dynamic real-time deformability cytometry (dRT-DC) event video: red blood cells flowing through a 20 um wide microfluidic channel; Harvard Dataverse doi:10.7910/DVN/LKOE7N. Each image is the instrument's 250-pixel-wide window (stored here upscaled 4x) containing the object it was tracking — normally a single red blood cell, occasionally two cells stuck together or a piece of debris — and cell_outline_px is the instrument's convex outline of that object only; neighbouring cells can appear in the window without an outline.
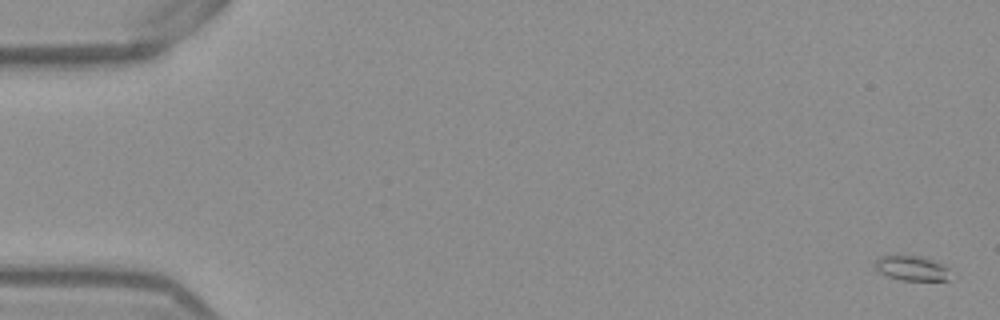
{"species": "Egyptian fruit bat (a non-hibernating species)", "species_latin": "Rousettus aegyptiacus", "temperature_condition": "warm", "stored_images_in_passage": 55, "camera_frame_rate_fps": 3000, "um_per_image_px": 0.085, "frame": {"image": 1, "passage_image": 2, "time_ms": 0.333, "image_size_px": [1000, 320], "cell_outline_px": [[948, 280], [900, 280], [888, 276], [880, 272], [876, 268], [876, 260], [880, 256], [920, 256], [944, 264], [948, 268]], "centroid_in_image_um": [77.51, 22.8], "position_along_channel_um": 7.5, "area_um2": 10.64}}
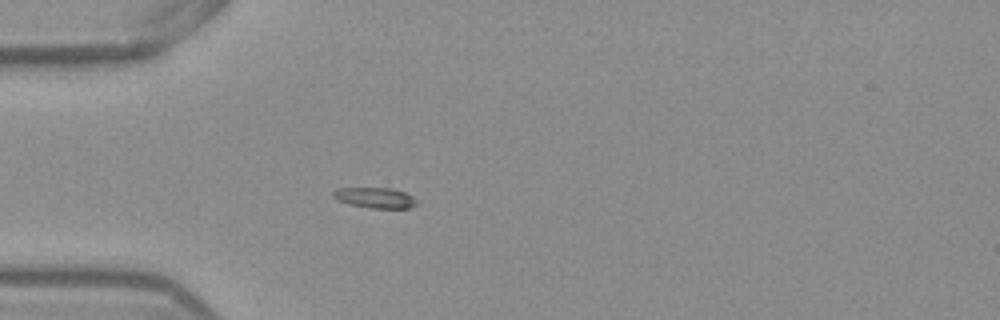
{"frame": {"image": 2, "passage_image": 17, "time_ms": 5.333, "image_size_px": [1000, 320], "cell_outline_px": [[416, 204], [412, 208], [372, 208], [348, 204], [336, 200], [332, 196], [332, 192], [336, 188], [392, 188], [404, 192], [412, 196], [416, 200]], "centroid_in_image_um": [31.85, 16.81], "position_along_channel_um": 53.2, "area_um2": 10.06}}